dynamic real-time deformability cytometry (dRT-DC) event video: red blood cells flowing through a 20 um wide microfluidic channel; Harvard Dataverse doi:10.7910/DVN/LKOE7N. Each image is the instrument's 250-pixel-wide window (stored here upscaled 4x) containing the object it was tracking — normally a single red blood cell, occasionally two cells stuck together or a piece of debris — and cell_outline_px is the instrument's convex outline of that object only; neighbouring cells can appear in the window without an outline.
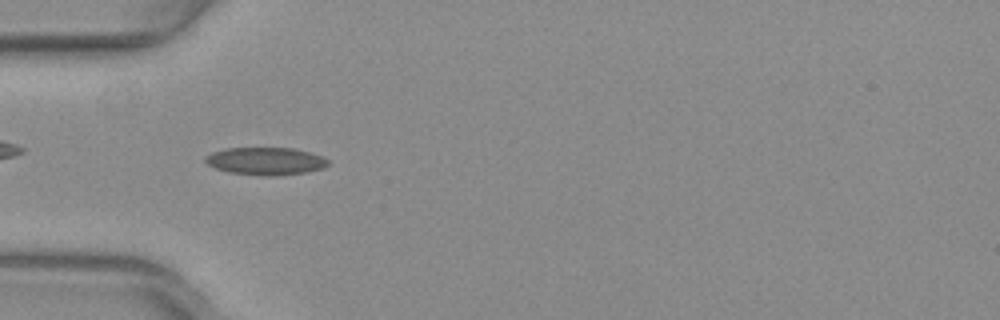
{"species": "common noctule bat (a hibernating species)", "species_latin": "Nyctalus noctula", "temperature_condition": "warm", "stored_images_in_passage": 38, "camera_frame_rate_fps": 3000, "um_per_image_px": 0.085, "animal": {"sex": "female", "body_mass_g": 29.2, "forearm_length_mm": 56.3}, "frame": {"image": 1, "passage_image": 3, "time_ms": 0.667, "image_size_px": [1000, 320], "cell_outline_px": [[328, 164], [324, 168], [308, 172], [276, 176], [268, 176], [228, 172], [216, 168], [208, 164], [204, 160], [204, 156], [212, 152], [228, 148], [292, 148], [324, 156], [328, 160]], "centroid_in_image_um": [22.59, 13.7], "position_along_channel_um": 62.4, "area_um2": 19.77}}
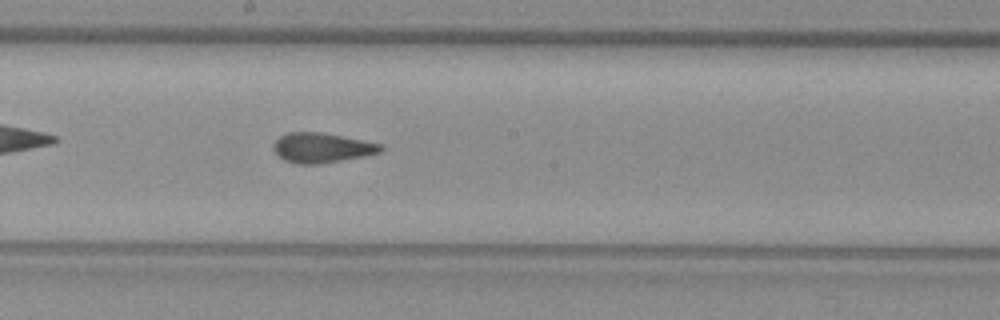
{"frame": {"image": 2, "passage_image": 15, "time_ms": 4.667, "image_size_px": [1000, 320], "cell_outline_px": [[384, 148], [380, 152], [364, 156], [320, 164], [296, 164], [284, 160], [272, 148], [272, 144], [280, 136], [288, 132], [316, 132], [340, 136], [380, 144]], "centroid_in_image_um": [27.3, 12.57], "position_along_channel_um": 220.9, "area_um2": 18.38}}
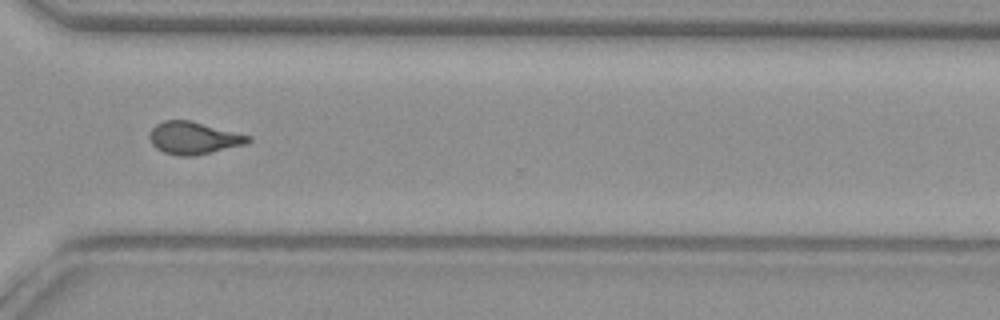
{"frame": {"image": 3, "passage_image": 25, "time_ms": 8.0, "image_size_px": [1000, 320], "cell_outline_px": [[252, 140], [248, 144], [212, 152], [192, 156], [176, 156], [164, 152], [156, 148], [152, 144], [148, 136], [152, 128], [156, 124], [164, 120], [188, 120], [252, 136]], "centroid_in_image_um": [16.46, 11.74], "position_along_channel_um": 354.1, "area_um2": 18.67}, "authors_computed_cell_mechanics": {"area_um2": 18.3804, "velocity_mm_per_s": 4.0011, "shape_relaxation_time_tau1_ms": null, "shape_relaxation_time_tau2_ms": 1.0696, "deformation_change_tau1": null, "deformation_change_tau2": 0.0892}}